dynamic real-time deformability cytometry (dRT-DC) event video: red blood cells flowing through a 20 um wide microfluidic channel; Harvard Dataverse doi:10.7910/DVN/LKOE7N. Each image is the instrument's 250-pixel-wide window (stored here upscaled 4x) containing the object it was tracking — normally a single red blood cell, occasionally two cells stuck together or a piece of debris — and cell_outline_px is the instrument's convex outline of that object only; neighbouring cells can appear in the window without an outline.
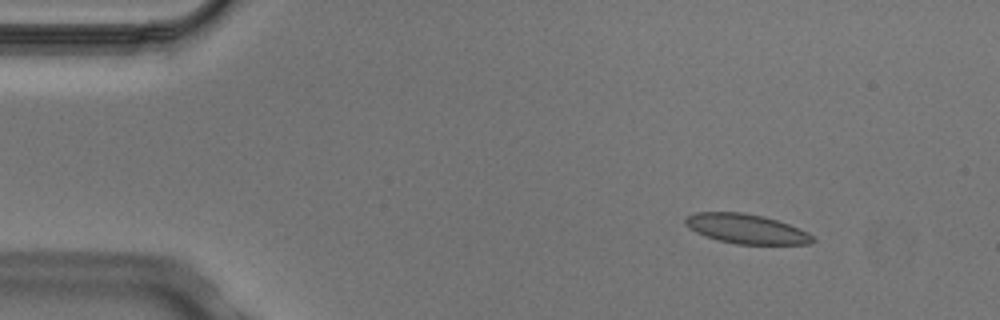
{"species": "Egyptian fruit bat (a non-hibernating species)", "species_latin": "Rousettus aegyptiacus", "temperature_condition": "cold", "stored_images_in_passage": 3, "camera_frame_rate_fps": 3000, "um_per_image_px": 0.085, "animal": {"sex": "male"}, "frame": {"image": 1, "passage_image": 1, "time_ms": 0.0, "image_size_px": [1000, 320], "cell_outline_px": [[816, 240], [812, 244], [736, 244], [716, 240], [704, 236], [688, 228], [684, 224], [684, 216], [696, 212], [744, 212], [764, 216], [788, 224], [808, 232]], "centroid_in_image_um": [63.39, 19.45], "position_along_channel_um": 21.6, "area_um2": 22.2}}